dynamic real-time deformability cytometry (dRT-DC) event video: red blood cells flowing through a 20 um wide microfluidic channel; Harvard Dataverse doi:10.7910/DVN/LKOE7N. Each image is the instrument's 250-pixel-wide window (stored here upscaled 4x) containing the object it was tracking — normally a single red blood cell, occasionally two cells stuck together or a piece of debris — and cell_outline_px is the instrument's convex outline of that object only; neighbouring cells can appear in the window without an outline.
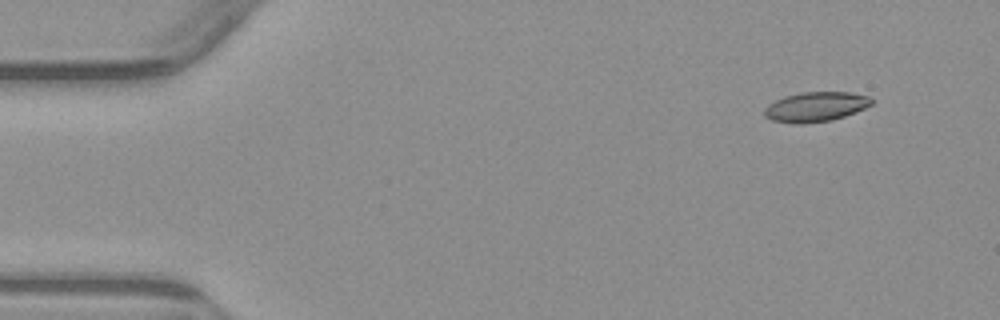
{"species": "common noctule bat (a hibernating species)", "species_latin": "Nyctalus noctula", "temperature_condition": "warm", "stored_images_in_passage": 4, "camera_frame_rate_fps": 3000, "um_per_image_px": 0.085, "animal": {"sex": "male", "body_mass_g": 23.1, "forearm_length_mm": 52.7}, "frame": {"image": 1, "passage_image": 1, "time_ms": 0.0, "image_size_px": [1000, 320], "cell_outline_px": [[872, 104], [864, 108], [844, 116], [832, 120], [804, 124], [796, 124], [772, 120], [764, 116], [764, 108], [768, 104], [784, 96], [800, 92], [852, 92], [868, 96], [872, 100]], "centroid_in_image_um": [69.3, 9.08], "position_along_channel_um": 15.7, "area_um2": 18.61}}
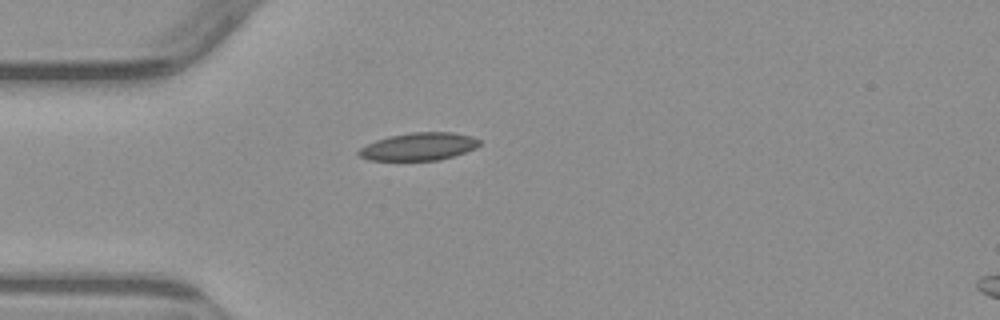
{"frame": {"image": 2, "passage_image": 4, "time_ms": 3.333, "image_size_px": [1000, 320], "cell_outline_px": [[480, 144], [476, 148], [440, 160], [368, 160], [360, 156], [356, 152], [360, 148], [376, 140], [388, 136], [412, 132], [452, 132], [472, 136], [480, 140]], "centroid_in_image_um": [35.6, 12.45], "position_along_channel_um": 49.4, "area_um2": 19.42}}